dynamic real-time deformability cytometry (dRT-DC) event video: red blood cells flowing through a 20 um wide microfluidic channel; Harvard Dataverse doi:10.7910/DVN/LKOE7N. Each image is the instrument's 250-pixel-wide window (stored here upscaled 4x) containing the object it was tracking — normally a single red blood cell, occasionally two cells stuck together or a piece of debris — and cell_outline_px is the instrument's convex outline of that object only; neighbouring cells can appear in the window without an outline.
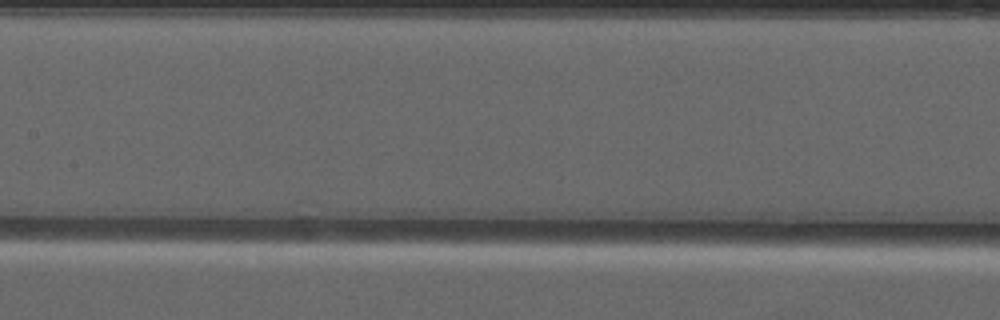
{"species": "common noctule bat (a hibernating species)", "species_latin": "Nyctalus noctula", "temperature_condition": "warm", "stored_images_in_passage": 5, "segment_of_instrument_passage": [2, 2], "camera_frame_rate_fps": 3000, "um_per_image_px": 0.085, "animal": {"sex": "male", "forearm_length_mm": 52.5}, "frame": {"image": 1, "passage_image": 5, "time_ms": 1.333, "image_size_px": [1000, 320], "cell_outline_px": [[728, 224], [676, 240], [584, 228], [560, 224], [576, 212], [700, 204]], "centroid_in_image_um": [55.25, 18.79], "position_along_channel_um": 152.2, "area_um2": 27.05}}